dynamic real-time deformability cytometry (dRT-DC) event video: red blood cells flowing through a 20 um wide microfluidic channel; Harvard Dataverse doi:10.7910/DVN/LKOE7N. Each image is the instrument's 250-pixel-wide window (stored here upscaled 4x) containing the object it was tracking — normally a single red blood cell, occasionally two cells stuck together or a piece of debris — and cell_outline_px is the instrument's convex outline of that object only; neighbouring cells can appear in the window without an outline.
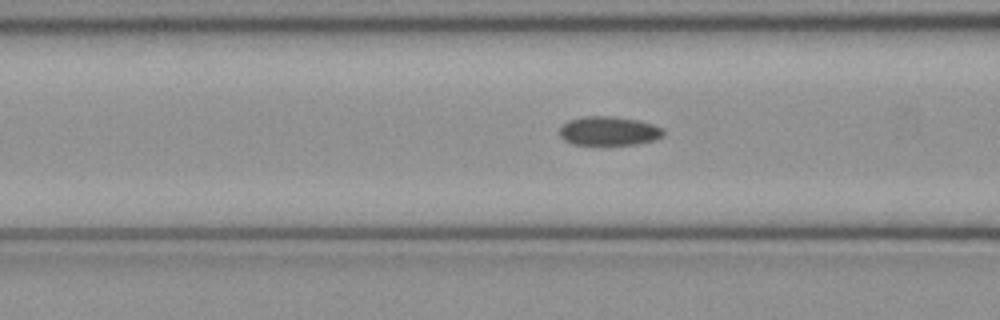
{"species": "common noctule bat (a hibernating species)", "species_latin": "Nyctalus noctula", "temperature_condition": "cold", "stored_images_in_passage": 46, "camera_frame_rate_fps": 3000, "um_per_image_px": 0.085, "animal": {"sex": "female", "body_mass_g": 21.9}, "frame": {"image": 1, "passage_image": 15, "time_ms": 4.667, "image_size_px": [1000, 320], "cell_outline_px": [[664, 136], [656, 140], [636, 144], [600, 148], [572, 144], [564, 140], [560, 136], [560, 128], [568, 120], [588, 116], [612, 116], [640, 120], [664, 128]], "centroid_in_image_um": [51.77, 11.19], "position_along_channel_um": 114.8, "area_um2": 18.5}}
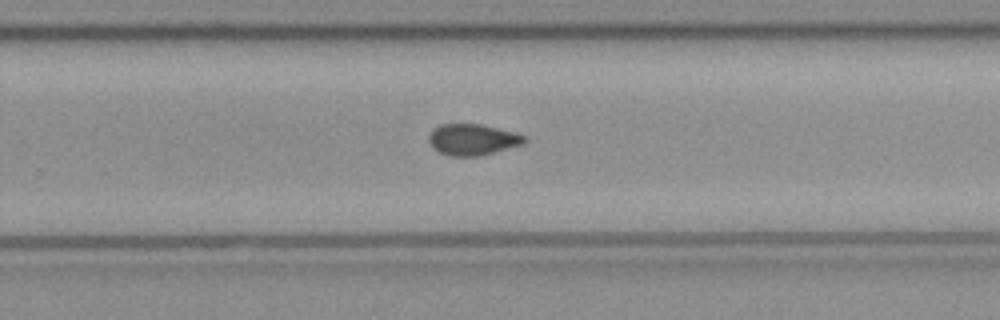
{"frame": {"image": 2, "passage_image": 28, "time_ms": 9.0, "image_size_px": [1000, 320], "cell_outline_px": [[528, 140], [524, 144], [480, 156], [448, 156], [432, 148], [428, 140], [428, 136], [432, 128], [440, 124], [480, 124], [512, 132], [524, 136]], "centroid_in_image_um": [40.13, 11.87], "position_along_channel_um": 289.7, "area_um2": 17.46}}
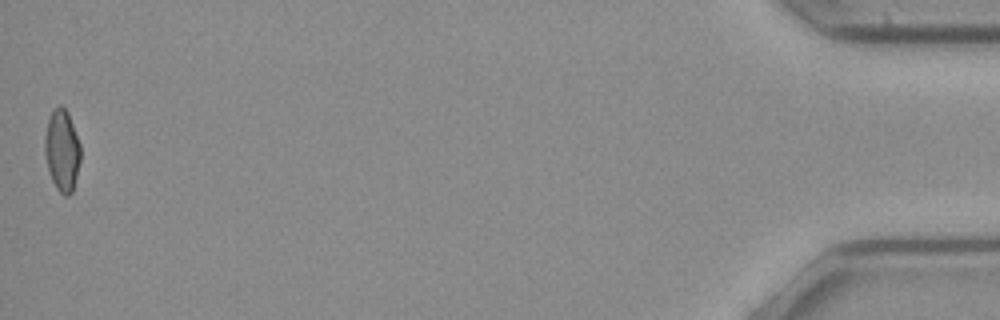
{"frame": {"image": 3, "passage_image": 46, "time_ms": 15.0, "image_size_px": [1000, 320], "cell_outline_px": [[80, 160], [72, 192], [68, 196], [64, 196], [56, 188], [52, 180], [44, 156], [44, 136], [48, 120], [52, 112], [60, 104], [68, 112], [80, 144]], "centroid_in_image_um": [5.26, 12.79], "position_along_channel_um": 429.9, "area_um2": 16.94}, "authors_computed_cell_mechanics": {"area_um2": 17.7446, "velocity_mm_per_s": 4.0322, "shape_relaxation_time_tau1_ms": null, "shape_relaxation_time_tau2_ms": 3.7543, "deformation_change_tau1": null, "deformation_change_tau2": 0.0936}}